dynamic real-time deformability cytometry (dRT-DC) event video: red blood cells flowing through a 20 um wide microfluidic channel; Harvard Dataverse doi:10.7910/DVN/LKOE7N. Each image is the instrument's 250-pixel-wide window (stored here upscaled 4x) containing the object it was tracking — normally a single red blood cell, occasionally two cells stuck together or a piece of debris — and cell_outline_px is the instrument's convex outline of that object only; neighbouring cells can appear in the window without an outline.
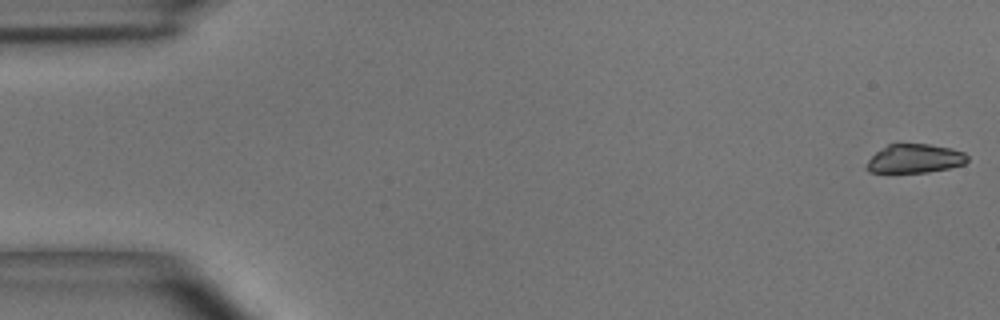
{"species": "common noctule bat (a hibernating species)", "species_latin": "Nyctalus noctula", "temperature_condition": "room temperature", "stored_images_in_passage": 48, "camera_frame_rate_fps": 3000, "um_per_image_px": 0.085, "animal": {"sex": "male", "body_mass_g": 15.6}, "frame": {"image": 1, "passage_image": 1, "time_ms": 0.0, "image_size_px": [1000, 320], "cell_outline_px": [[968, 160], [964, 164], [948, 168], [928, 172], [868, 172], [864, 168], [868, 160], [876, 152], [888, 144], [928, 144], [952, 148], [964, 152], [968, 156]], "centroid_in_image_um": [77.75, 13.48], "position_along_channel_um": 7.2, "area_um2": 16.94}}
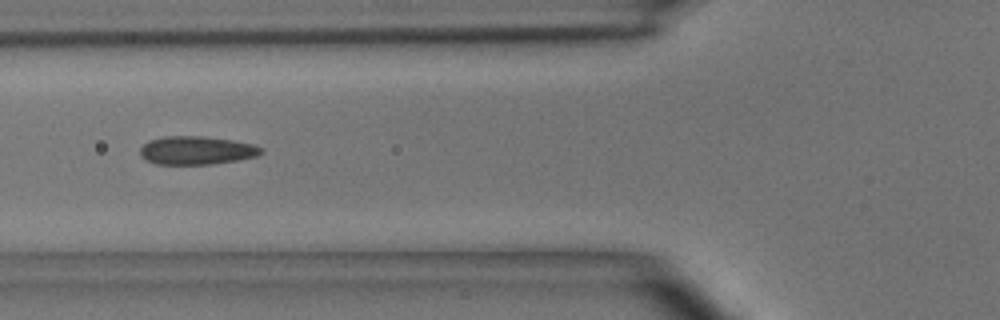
{"frame": {"image": 2, "passage_image": 18, "time_ms": 5.667, "image_size_px": [1000, 320], "cell_outline_px": [[264, 152], [256, 156], [236, 160], [212, 164], [156, 164], [144, 160], [140, 156], [140, 148], [148, 140], [164, 136], [204, 136], [232, 140], [256, 144], [264, 148]], "centroid_in_image_um": [16.7, 12.77], "position_along_channel_um": 109.1, "area_um2": 20.23}}
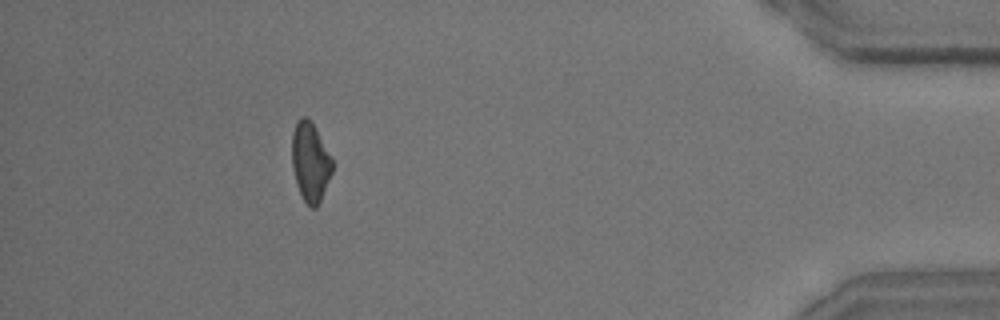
{"frame": {"image": 3, "passage_image": 44, "time_ms": 14.333, "image_size_px": [1000, 320], "cell_outline_px": [[332, 172], [320, 200], [316, 208], [312, 208], [304, 200], [296, 184], [292, 168], [292, 132], [300, 116], [308, 116], [316, 128], [332, 160]], "centroid_in_image_um": [26.35, 13.73], "position_along_channel_um": 408.8, "area_um2": 18.44}, "authors_computed_cell_mechanics": {"area_um2": 19.2474, "velocity_mm_per_s": 4.0818, "shape_relaxation_time_tau1_ms": 5.3852, "shape_relaxation_time_tau2_ms": 1.6227, "deformation_change_tau1": 0.1389, "deformation_change_tau2": 0.0796}}